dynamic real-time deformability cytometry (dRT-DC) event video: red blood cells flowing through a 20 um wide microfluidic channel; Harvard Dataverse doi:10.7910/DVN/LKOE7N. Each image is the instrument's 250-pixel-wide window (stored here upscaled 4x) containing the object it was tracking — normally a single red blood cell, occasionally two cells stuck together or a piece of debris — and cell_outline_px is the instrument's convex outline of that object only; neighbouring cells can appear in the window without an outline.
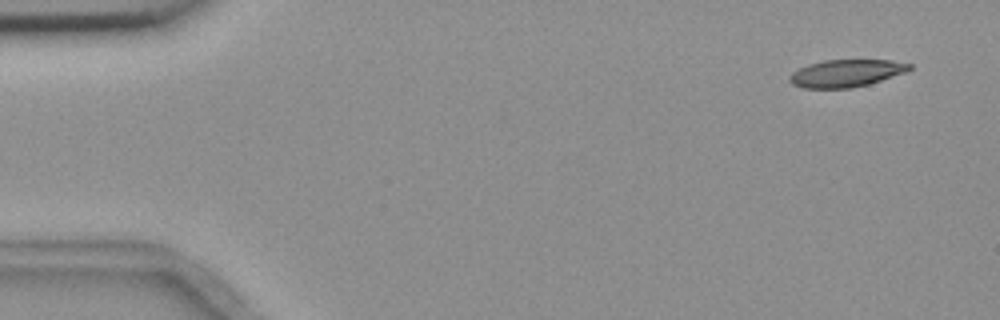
{"species": "common noctule bat (a hibernating species)", "species_latin": "Nyctalus noctula", "temperature_condition": "room temperature", "stored_images_in_passage": 8, "camera_frame_rate_fps": 3000, "um_per_image_px": 0.085, "animal": {"sex": "female", "body_mass_g": 18.4}, "frame": {"image": 1, "passage_image": 1, "time_ms": 0.0, "image_size_px": [1000, 320], "cell_outline_px": [[912, 68], [908, 72], [868, 84], [852, 88], [804, 88], [792, 84], [788, 80], [788, 76], [792, 72], [808, 64], [824, 60], [892, 60], [912, 64]], "centroid_in_image_um": [71.93, 6.22], "position_along_channel_um": 13.1, "area_um2": 19.25}}
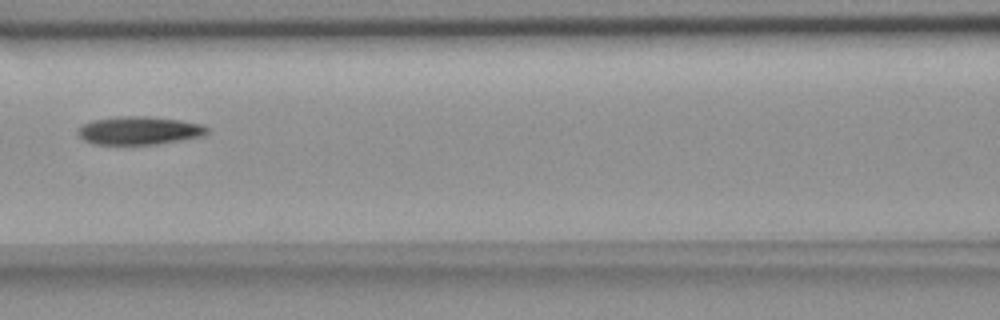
{"frame": {"image": 2, "passage_image": 6, "time_ms": 7.0, "image_size_px": [1000, 320], "cell_outline_px": [[208, 132], [200, 136], [156, 144], [96, 144], [84, 140], [76, 132], [84, 124], [92, 120], [116, 116], [148, 116], [180, 120], [200, 124], [208, 128]], "centroid_in_image_um": [11.8, 11.08], "position_along_channel_um": 154.8, "area_um2": 20.92}}
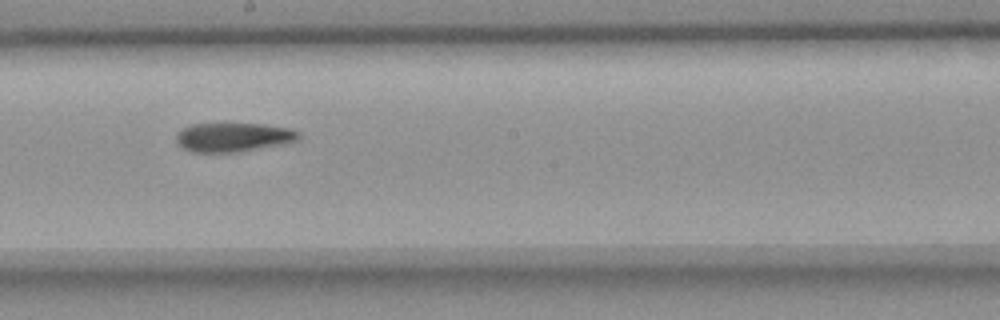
{"frame": {"image": 3, "passage_image": 8, "time_ms": 9.0, "image_size_px": [1000, 320], "cell_outline_px": [[300, 136], [296, 140], [288, 144], [240, 152], [192, 152], [176, 144], [176, 132], [180, 128], [192, 124], [264, 124], [292, 128], [300, 132]], "centroid_in_image_um": [19.85, 11.67], "position_along_channel_um": 228.4, "area_um2": 21.15}}